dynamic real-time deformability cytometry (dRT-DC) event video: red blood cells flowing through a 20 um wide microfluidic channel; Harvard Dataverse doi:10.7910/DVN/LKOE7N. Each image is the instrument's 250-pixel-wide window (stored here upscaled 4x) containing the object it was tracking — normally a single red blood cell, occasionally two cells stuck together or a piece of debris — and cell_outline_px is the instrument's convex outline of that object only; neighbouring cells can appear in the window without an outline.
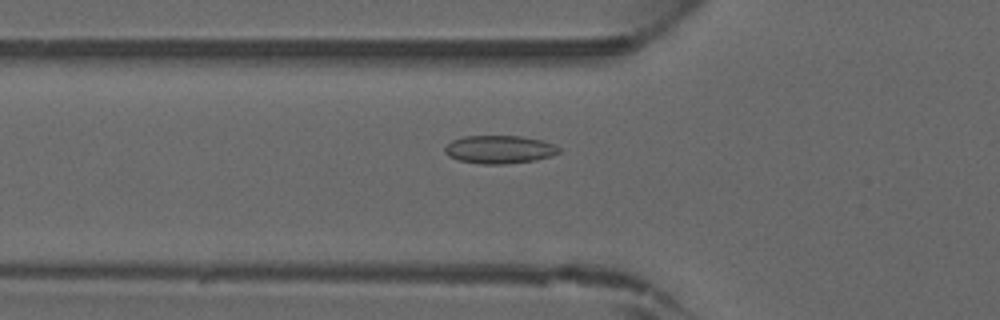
{"species": "common noctule bat (a hibernating species)", "species_latin": "Nyctalus noctula", "temperature_condition": "warm", "stored_images_in_passage": 38, "camera_frame_rate_fps": 3000, "um_per_image_px": 0.085, "animal": {"sex": "male", "forearm_length_mm": 52.5}, "frame": {"image": 1, "passage_image": 13, "time_ms": 4.0, "image_size_px": [1000, 320], "cell_outline_px": [[560, 152], [552, 156], [536, 160], [504, 164], [484, 164], [460, 160], [448, 156], [444, 152], [444, 148], [452, 140], [464, 136], [520, 136], [544, 140], [560, 148]], "centroid_in_image_um": [42.47, 12.7], "position_along_channel_um": 83.3, "area_um2": 18.67}}
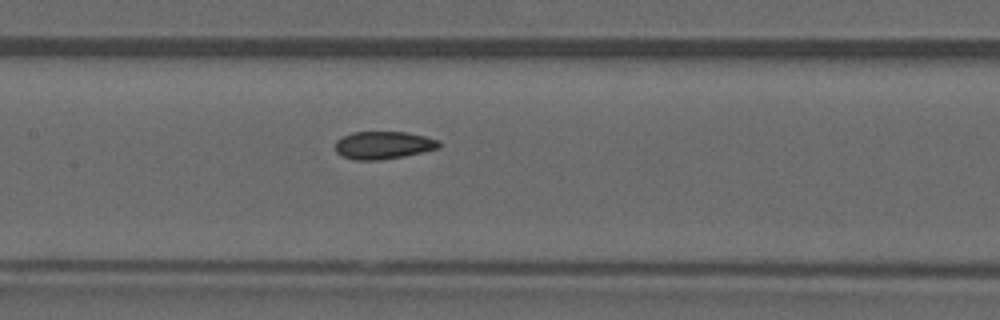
{"frame": {"image": 2, "passage_image": 19, "time_ms": 6.0, "image_size_px": [1000, 320], "cell_outline_px": [[440, 148], [404, 156], [380, 160], [352, 160], [340, 156], [336, 152], [336, 140], [352, 132], [408, 132], [440, 140]], "centroid_in_image_um": [32.58, 12.35], "position_along_channel_um": 174.8, "area_um2": 16.88}}
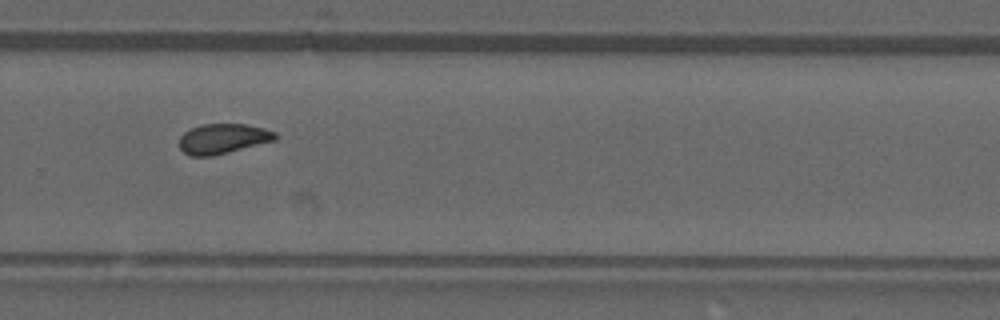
{"frame": {"image": 3, "passage_image": 28, "time_ms": 9.0, "image_size_px": [1000, 320], "cell_outline_px": [[276, 140], [212, 156], [192, 156], [184, 152], [180, 148], [180, 136], [184, 132], [200, 124], [244, 124], [264, 128], [276, 132]], "centroid_in_image_um": [18.94, 11.78], "position_along_channel_um": 310.9, "area_um2": 16.65}}